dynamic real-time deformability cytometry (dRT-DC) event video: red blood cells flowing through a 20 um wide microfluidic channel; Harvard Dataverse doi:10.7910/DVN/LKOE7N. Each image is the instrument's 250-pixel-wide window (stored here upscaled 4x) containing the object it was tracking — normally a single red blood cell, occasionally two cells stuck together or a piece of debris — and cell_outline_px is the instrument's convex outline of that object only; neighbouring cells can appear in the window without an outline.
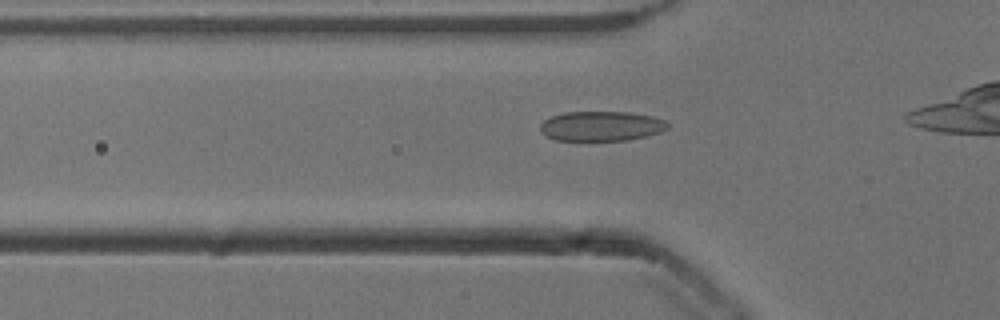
{"species": "common noctule bat (a hibernating species)", "species_latin": "Nyctalus noctula", "temperature_condition": "cold", "stored_images_in_passage": 32, "camera_frame_rate_fps": 3000, "um_per_image_px": 0.085, "animal": {"sex": "male", "body_mass_g": 13.3}, "frame": {"image": 1, "passage_image": 6, "time_ms": 1.667, "image_size_px": [1000, 320], "cell_outline_px": [[668, 128], [660, 132], [628, 140], [556, 140], [540, 132], [540, 124], [544, 120], [552, 116], [564, 112], [632, 112], [652, 116], [664, 120], [668, 124]], "centroid_in_image_um": [51.1, 10.71], "position_along_channel_um": 74.7, "area_um2": 22.02}}
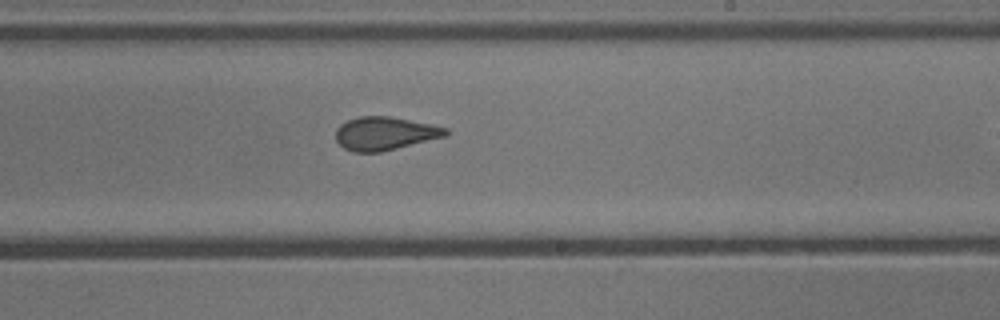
{"frame": {"image": 2, "passage_image": 20, "time_ms": 6.333, "image_size_px": [1000, 320], "cell_outline_px": [[448, 136], [380, 152], [352, 152], [344, 148], [336, 140], [336, 128], [340, 124], [348, 120], [360, 116], [388, 116], [432, 124], [448, 128]], "centroid_in_image_um": [32.72, 11.34], "position_along_channel_um": 256.3, "area_um2": 21.39}}
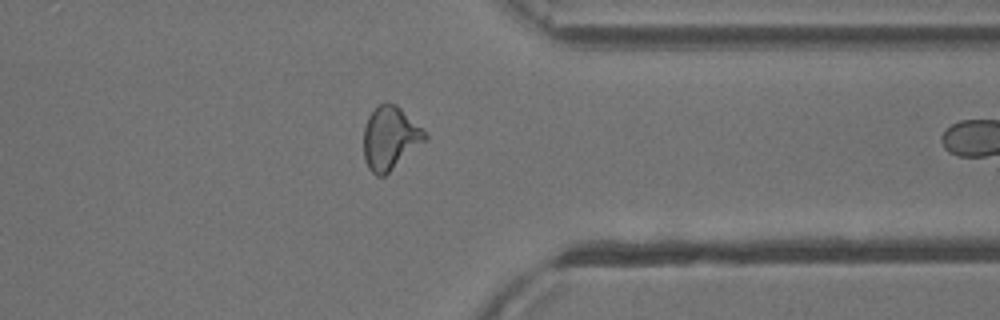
{"frame": {"image": 3, "passage_image": 30, "time_ms": 9.667, "image_size_px": [1000, 320], "cell_outline_px": [[428, 140], [384, 176], [376, 176], [368, 168], [364, 160], [364, 128], [368, 116], [380, 104], [396, 104], [428, 132]], "centroid_in_image_um": [33.2, 11.76], "position_along_channel_um": 378.2, "area_um2": 22.72}}